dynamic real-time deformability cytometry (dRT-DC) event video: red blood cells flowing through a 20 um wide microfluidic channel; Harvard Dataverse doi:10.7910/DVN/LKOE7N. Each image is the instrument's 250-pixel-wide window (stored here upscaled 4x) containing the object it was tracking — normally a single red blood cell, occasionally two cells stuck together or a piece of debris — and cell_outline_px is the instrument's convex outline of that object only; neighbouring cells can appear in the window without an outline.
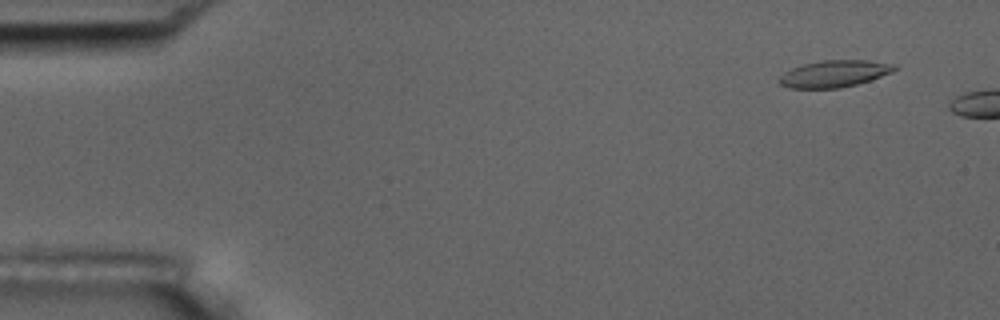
{"species": "common noctule bat (a hibernating species)", "species_latin": "Nyctalus noctula", "temperature_condition": "room temperature", "stored_images_in_passage": 3, "camera_frame_rate_fps": 3000, "um_per_image_px": 0.085, "animal": {"sex": "male", "body_mass_g": 17.5, "forearm_length_mm": 52.3}, "frame": {"image": 1, "passage_image": 2, "time_ms": 1.0, "image_size_px": [1000, 320], "cell_outline_px": [[896, 68], [892, 72], [856, 84], [840, 88], [788, 88], [780, 84], [776, 80], [784, 72], [792, 68], [804, 64], [824, 60], [868, 60], [896, 64]], "centroid_in_image_um": [70.88, 6.26], "position_along_channel_um": 14.1, "area_um2": 17.92}}